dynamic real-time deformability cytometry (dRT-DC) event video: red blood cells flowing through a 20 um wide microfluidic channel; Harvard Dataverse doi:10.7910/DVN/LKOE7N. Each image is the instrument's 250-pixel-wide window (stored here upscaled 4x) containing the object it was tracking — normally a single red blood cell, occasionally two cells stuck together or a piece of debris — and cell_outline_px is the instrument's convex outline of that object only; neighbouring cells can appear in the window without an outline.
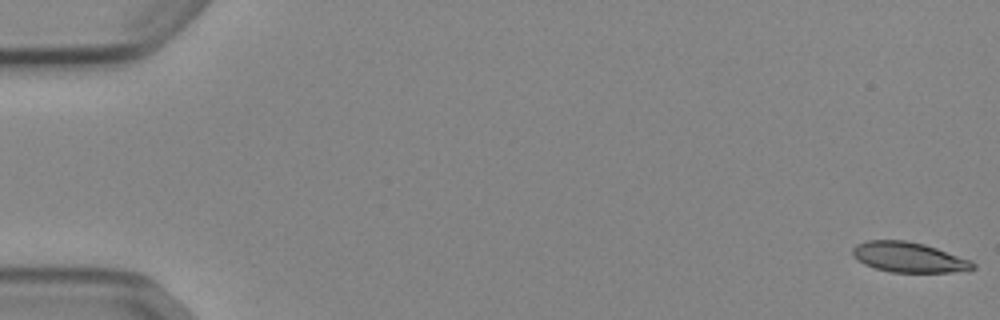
{"species": "Egyptian fruit bat (a non-hibernating species)", "species_latin": "Rousettus aegyptiacus", "temperature_condition": "cold", "stored_images_in_passage": 53, "camera_frame_rate_fps": 3000, "um_per_image_px": 0.085, "animal": {"sex": "female"}, "frame": {"image": 1, "passage_image": 1, "time_ms": 0.0, "image_size_px": [1000, 320], "cell_outline_px": [[976, 268], [952, 272], [892, 272], [876, 268], [864, 264], [852, 252], [852, 248], [856, 244], [868, 240], [904, 240], [924, 244], [972, 260], [976, 264]], "centroid_in_image_um": [77.28, 21.86], "position_along_channel_um": 7.7, "area_um2": 20.92}}
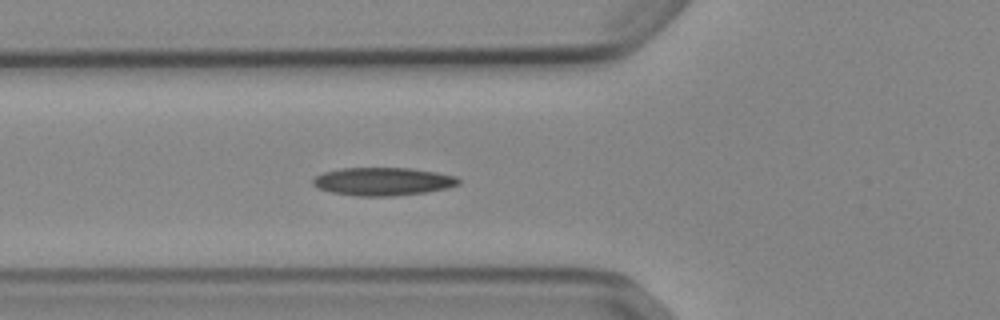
{"frame": {"image": 2, "passage_image": 20, "time_ms": 6.333, "image_size_px": [1000, 320], "cell_outline_px": [[460, 184], [448, 188], [424, 192], [392, 196], [356, 196], [332, 192], [316, 188], [312, 184], [312, 180], [316, 176], [324, 172], [340, 168], [408, 168], [436, 172], [456, 176], [460, 180]], "centroid_in_image_um": [32.53, 15.42], "position_along_channel_um": 93.3, "area_um2": 23.81}}
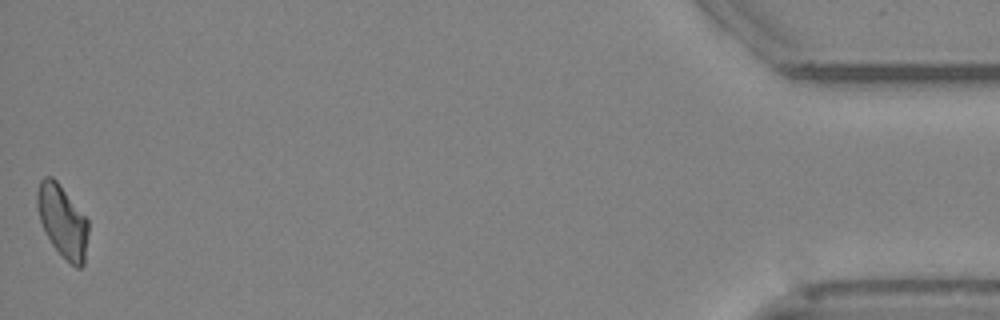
{"frame": {"image": 3, "passage_image": 53, "time_ms": 17.333, "image_size_px": [1000, 320], "cell_outline_px": [[88, 232], [84, 264], [80, 268], [76, 268], [52, 244], [44, 232], [36, 208], [36, 192], [40, 180], [44, 176], [52, 176], [56, 180], [88, 220]], "centroid_in_image_um": [5.29, 18.77], "position_along_channel_um": 429.9, "area_um2": 21.39}, "authors_computed_cell_mechanics": {"area_um2": 22.253, "velocity_mm_per_s": 3.8746, "shape_relaxation_time_tau1_ms": null, "shape_relaxation_time_tau2_ms": 9.4888, "deformation_change_tau1": null, "deformation_change_tau2": 0.1889}}